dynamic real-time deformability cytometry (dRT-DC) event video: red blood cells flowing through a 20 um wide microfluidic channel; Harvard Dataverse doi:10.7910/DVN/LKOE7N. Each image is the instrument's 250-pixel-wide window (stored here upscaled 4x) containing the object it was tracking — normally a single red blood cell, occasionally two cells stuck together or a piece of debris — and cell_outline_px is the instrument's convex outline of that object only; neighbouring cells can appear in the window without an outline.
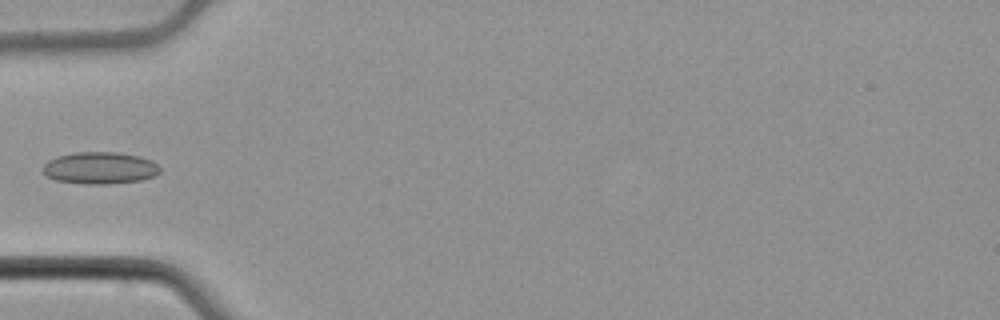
{"species": "common noctule bat (a hibernating species)", "species_latin": "Nyctalus noctula", "temperature_condition": "cold", "stored_images_in_passage": 7, "camera_frame_rate_fps": 3000, "um_per_image_px": 0.085, "animal": {"sex": "male", "body_mass_g": 21.5, "forearm_length_mm": 52.0}, "frame": {"image": 1, "passage_image": 6, "time_ms": 1.667, "image_size_px": [1000, 320], "cell_outline_px": [[160, 172], [156, 176], [140, 180], [104, 184], [84, 184], [56, 180], [48, 176], [44, 172], [44, 164], [48, 160], [56, 156], [72, 152], [116, 152], [140, 156], [152, 160], [160, 168]], "centroid_in_image_um": [8.51, 14.27], "position_along_channel_um": 76.5, "area_um2": 21.85}}
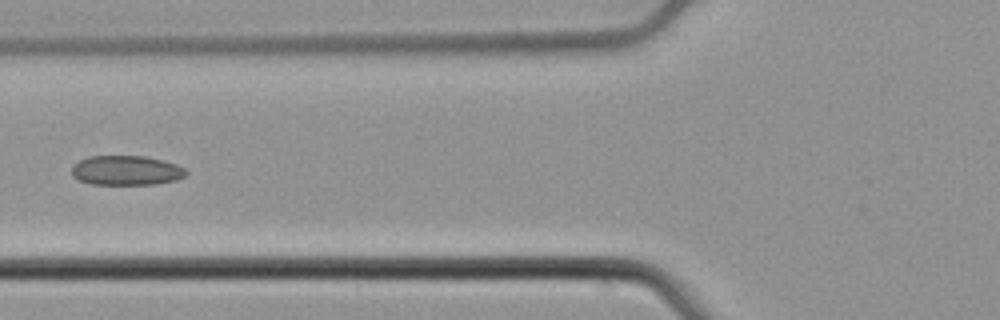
{"frame": {"image": 2, "passage_image": 7, "time_ms": 2.0, "image_size_px": [1000, 320], "cell_outline_px": [[188, 172], [184, 176], [176, 180], [152, 184], [92, 184], [80, 180], [72, 176], [72, 168], [80, 160], [88, 156], [144, 156], [164, 160], [176, 164], [184, 168]], "centroid_in_image_um": [10.75, 14.48], "position_along_channel_um": 115.1, "area_um2": 19.59}}